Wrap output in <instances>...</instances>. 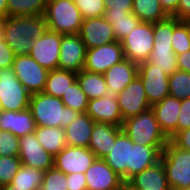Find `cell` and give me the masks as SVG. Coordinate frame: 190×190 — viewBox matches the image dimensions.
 I'll list each match as a JSON object with an SVG mask.
<instances>
[{
	"label": "cell",
	"mask_w": 190,
	"mask_h": 190,
	"mask_svg": "<svg viewBox=\"0 0 190 190\" xmlns=\"http://www.w3.org/2000/svg\"><path fill=\"white\" fill-rule=\"evenodd\" d=\"M2 23L4 40L16 56L29 54L33 40L40 38L48 30L43 15L6 17Z\"/></svg>",
	"instance_id": "obj_1"
},
{
	"label": "cell",
	"mask_w": 190,
	"mask_h": 190,
	"mask_svg": "<svg viewBox=\"0 0 190 190\" xmlns=\"http://www.w3.org/2000/svg\"><path fill=\"white\" fill-rule=\"evenodd\" d=\"M29 110L36 126L62 127L71 124L80 114L69 107H65L60 98L50 96L44 92L30 96Z\"/></svg>",
	"instance_id": "obj_2"
},
{
	"label": "cell",
	"mask_w": 190,
	"mask_h": 190,
	"mask_svg": "<svg viewBox=\"0 0 190 190\" xmlns=\"http://www.w3.org/2000/svg\"><path fill=\"white\" fill-rule=\"evenodd\" d=\"M122 130L133 143L152 147H165L169 139L161 131L150 108L124 120Z\"/></svg>",
	"instance_id": "obj_3"
},
{
	"label": "cell",
	"mask_w": 190,
	"mask_h": 190,
	"mask_svg": "<svg viewBox=\"0 0 190 190\" xmlns=\"http://www.w3.org/2000/svg\"><path fill=\"white\" fill-rule=\"evenodd\" d=\"M48 30L62 35L79 34L83 18L72 0H48L44 12Z\"/></svg>",
	"instance_id": "obj_4"
},
{
	"label": "cell",
	"mask_w": 190,
	"mask_h": 190,
	"mask_svg": "<svg viewBox=\"0 0 190 190\" xmlns=\"http://www.w3.org/2000/svg\"><path fill=\"white\" fill-rule=\"evenodd\" d=\"M160 161L171 190L190 187V151L179 149L168 141L161 153Z\"/></svg>",
	"instance_id": "obj_5"
},
{
	"label": "cell",
	"mask_w": 190,
	"mask_h": 190,
	"mask_svg": "<svg viewBox=\"0 0 190 190\" xmlns=\"http://www.w3.org/2000/svg\"><path fill=\"white\" fill-rule=\"evenodd\" d=\"M31 94L17 79L12 67L0 69V110L21 111L29 108Z\"/></svg>",
	"instance_id": "obj_6"
},
{
	"label": "cell",
	"mask_w": 190,
	"mask_h": 190,
	"mask_svg": "<svg viewBox=\"0 0 190 190\" xmlns=\"http://www.w3.org/2000/svg\"><path fill=\"white\" fill-rule=\"evenodd\" d=\"M120 42L126 59L138 65L147 62L154 44L153 23L141 22Z\"/></svg>",
	"instance_id": "obj_7"
},
{
	"label": "cell",
	"mask_w": 190,
	"mask_h": 190,
	"mask_svg": "<svg viewBox=\"0 0 190 190\" xmlns=\"http://www.w3.org/2000/svg\"><path fill=\"white\" fill-rule=\"evenodd\" d=\"M12 69L31 95L44 91L48 70L40 66L29 54L15 56Z\"/></svg>",
	"instance_id": "obj_8"
},
{
	"label": "cell",
	"mask_w": 190,
	"mask_h": 190,
	"mask_svg": "<svg viewBox=\"0 0 190 190\" xmlns=\"http://www.w3.org/2000/svg\"><path fill=\"white\" fill-rule=\"evenodd\" d=\"M124 59L121 42H111L87 49L83 70L104 74L105 71Z\"/></svg>",
	"instance_id": "obj_9"
},
{
	"label": "cell",
	"mask_w": 190,
	"mask_h": 190,
	"mask_svg": "<svg viewBox=\"0 0 190 190\" xmlns=\"http://www.w3.org/2000/svg\"><path fill=\"white\" fill-rule=\"evenodd\" d=\"M62 36L47 30L40 38L33 40L29 55L48 71L58 69Z\"/></svg>",
	"instance_id": "obj_10"
},
{
	"label": "cell",
	"mask_w": 190,
	"mask_h": 190,
	"mask_svg": "<svg viewBox=\"0 0 190 190\" xmlns=\"http://www.w3.org/2000/svg\"><path fill=\"white\" fill-rule=\"evenodd\" d=\"M138 76L143 82L145 94L151 106L169 96V76L156 68L155 64L148 61L139 64Z\"/></svg>",
	"instance_id": "obj_11"
},
{
	"label": "cell",
	"mask_w": 190,
	"mask_h": 190,
	"mask_svg": "<svg viewBox=\"0 0 190 190\" xmlns=\"http://www.w3.org/2000/svg\"><path fill=\"white\" fill-rule=\"evenodd\" d=\"M21 163L41 171L54 167V157L39 143L35 133L19 137V155Z\"/></svg>",
	"instance_id": "obj_12"
},
{
	"label": "cell",
	"mask_w": 190,
	"mask_h": 190,
	"mask_svg": "<svg viewBox=\"0 0 190 190\" xmlns=\"http://www.w3.org/2000/svg\"><path fill=\"white\" fill-rule=\"evenodd\" d=\"M116 98L123 120L151 108L145 94L143 82L138 75L116 96Z\"/></svg>",
	"instance_id": "obj_13"
},
{
	"label": "cell",
	"mask_w": 190,
	"mask_h": 190,
	"mask_svg": "<svg viewBox=\"0 0 190 190\" xmlns=\"http://www.w3.org/2000/svg\"><path fill=\"white\" fill-rule=\"evenodd\" d=\"M97 159L89 148L66 146L54 157V167L64 174L85 173Z\"/></svg>",
	"instance_id": "obj_14"
},
{
	"label": "cell",
	"mask_w": 190,
	"mask_h": 190,
	"mask_svg": "<svg viewBox=\"0 0 190 190\" xmlns=\"http://www.w3.org/2000/svg\"><path fill=\"white\" fill-rule=\"evenodd\" d=\"M86 50V46L78 34L63 35L58 69L79 73L84 67Z\"/></svg>",
	"instance_id": "obj_15"
},
{
	"label": "cell",
	"mask_w": 190,
	"mask_h": 190,
	"mask_svg": "<svg viewBox=\"0 0 190 190\" xmlns=\"http://www.w3.org/2000/svg\"><path fill=\"white\" fill-rule=\"evenodd\" d=\"M78 35L86 49L117 41L112 25L103 16L83 19Z\"/></svg>",
	"instance_id": "obj_16"
},
{
	"label": "cell",
	"mask_w": 190,
	"mask_h": 190,
	"mask_svg": "<svg viewBox=\"0 0 190 190\" xmlns=\"http://www.w3.org/2000/svg\"><path fill=\"white\" fill-rule=\"evenodd\" d=\"M87 190H117L125 182L104 159H96L85 171Z\"/></svg>",
	"instance_id": "obj_17"
},
{
	"label": "cell",
	"mask_w": 190,
	"mask_h": 190,
	"mask_svg": "<svg viewBox=\"0 0 190 190\" xmlns=\"http://www.w3.org/2000/svg\"><path fill=\"white\" fill-rule=\"evenodd\" d=\"M86 113L96 123H109L122 127L124 122L117 98L112 94L89 100Z\"/></svg>",
	"instance_id": "obj_18"
},
{
	"label": "cell",
	"mask_w": 190,
	"mask_h": 190,
	"mask_svg": "<svg viewBox=\"0 0 190 190\" xmlns=\"http://www.w3.org/2000/svg\"><path fill=\"white\" fill-rule=\"evenodd\" d=\"M180 107L181 100L171 96L151 106L161 131L168 139L178 132Z\"/></svg>",
	"instance_id": "obj_19"
},
{
	"label": "cell",
	"mask_w": 190,
	"mask_h": 190,
	"mask_svg": "<svg viewBox=\"0 0 190 190\" xmlns=\"http://www.w3.org/2000/svg\"><path fill=\"white\" fill-rule=\"evenodd\" d=\"M138 75V64L124 59L103 74L109 94L117 96Z\"/></svg>",
	"instance_id": "obj_20"
},
{
	"label": "cell",
	"mask_w": 190,
	"mask_h": 190,
	"mask_svg": "<svg viewBox=\"0 0 190 190\" xmlns=\"http://www.w3.org/2000/svg\"><path fill=\"white\" fill-rule=\"evenodd\" d=\"M122 127L109 123L94 124L88 148L95 154L97 159H103L110 153L116 137L122 132Z\"/></svg>",
	"instance_id": "obj_21"
},
{
	"label": "cell",
	"mask_w": 190,
	"mask_h": 190,
	"mask_svg": "<svg viewBox=\"0 0 190 190\" xmlns=\"http://www.w3.org/2000/svg\"><path fill=\"white\" fill-rule=\"evenodd\" d=\"M134 190H171L161 161L126 182Z\"/></svg>",
	"instance_id": "obj_22"
},
{
	"label": "cell",
	"mask_w": 190,
	"mask_h": 190,
	"mask_svg": "<svg viewBox=\"0 0 190 190\" xmlns=\"http://www.w3.org/2000/svg\"><path fill=\"white\" fill-rule=\"evenodd\" d=\"M131 139L122 131L117 137L111 151L103 159L118 174L123 181L127 182V166H130Z\"/></svg>",
	"instance_id": "obj_23"
},
{
	"label": "cell",
	"mask_w": 190,
	"mask_h": 190,
	"mask_svg": "<svg viewBox=\"0 0 190 190\" xmlns=\"http://www.w3.org/2000/svg\"><path fill=\"white\" fill-rule=\"evenodd\" d=\"M35 120L29 108L21 111L0 110V131L22 137L35 131Z\"/></svg>",
	"instance_id": "obj_24"
},
{
	"label": "cell",
	"mask_w": 190,
	"mask_h": 190,
	"mask_svg": "<svg viewBox=\"0 0 190 190\" xmlns=\"http://www.w3.org/2000/svg\"><path fill=\"white\" fill-rule=\"evenodd\" d=\"M165 147L144 146L131 140L130 166H127V181L144 169L152 167L160 161Z\"/></svg>",
	"instance_id": "obj_25"
},
{
	"label": "cell",
	"mask_w": 190,
	"mask_h": 190,
	"mask_svg": "<svg viewBox=\"0 0 190 190\" xmlns=\"http://www.w3.org/2000/svg\"><path fill=\"white\" fill-rule=\"evenodd\" d=\"M94 124L95 121L87 113H80L64 128L67 145L88 148Z\"/></svg>",
	"instance_id": "obj_26"
},
{
	"label": "cell",
	"mask_w": 190,
	"mask_h": 190,
	"mask_svg": "<svg viewBox=\"0 0 190 190\" xmlns=\"http://www.w3.org/2000/svg\"><path fill=\"white\" fill-rule=\"evenodd\" d=\"M103 17L112 25L116 40L119 42L141 23L132 10L113 11V9H106Z\"/></svg>",
	"instance_id": "obj_27"
},
{
	"label": "cell",
	"mask_w": 190,
	"mask_h": 190,
	"mask_svg": "<svg viewBox=\"0 0 190 190\" xmlns=\"http://www.w3.org/2000/svg\"><path fill=\"white\" fill-rule=\"evenodd\" d=\"M34 133L41 146L53 157L67 146L62 127L36 126Z\"/></svg>",
	"instance_id": "obj_28"
},
{
	"label": "cell",
	"mask_w": 190,
	"mask_h": 190,
	"mask_svg": "<svg viewBox=\"0 0 190 190\" xmlns=\"http://www.w3.org/2000/svg\"><path fill=\"white\" fill-rule=\"evenodd\" d=\"M77 80V73L66 70H50L46 78L44 93L57 98L62 97Z\"/></svg>",
	"instance_id": "obj_29"
},
{
	"label": "cell",
	"mask_w": 190,
	"mask_h": 190,
	"mask_svg": "<svg viewBox=\"0 0 190 190\" xmlns=\"http://www.w3.org/2000/svg\"><path fill=\"white\" fill-rule=\"evenodd\" d=\"M77 81L89 100L109 94L103 74L81 70L77 73Z\"/></svg>",
	"instance_id": "obj_30"
},
{
	"label": "cell",
	"mask_w": 190,
	"mask_h": 190,
	"mask_svg": "<svg viewBox=\"0 0 190 190\" xmlns=\"http://www.w3.org/2000/svg\"><path fill=\"white\" fill-rule=\"evenodd\" d=\"M132 13L146 23H155L168 17L159 0H133Z\"/></svg>",
	"instance_id": "obj_31"
},
{
	"label": "cell",
	"mask_w": 190,
	"mask_h": 190,
	"mask_svg": "<svg viewBox=\"0 0 190 190\" xmlns=\"http://www.w3.org/2000/svg\"><path fill=\"white\" fill-rule=\"evenodd\" d=\"M48 0H7V17L44 15Z\"/></svg>",
	"instance_id": "obj_32"
},
{
	"label": "cell",
	"mask_w": 190,
	"mask_h": 190,
	"mask_svg": "<svg viewBox=\"0 0 190 190\" xmlns=\"http://www.w3.org/2000/svg\"><path fill=\"white\" fill-rule=\"evenodd\" d=\"M44 171L21 165L11 184L19 190H38L43 183Z\"/></svg>",
	"instance_id": "obj_33"
},
{
	"label": "cell",
	"mask_w": 190,
	"mask_h": 190,
	"mask_svg": "<svg viewBox=\"0 0 190 190\" xmlns=\"http://www.w3.org/2000/svg\"><path fill=\"white\" fill-rule=\"evenodd\" d=\"M147 61L155 64L156 68L162 70L167 76L178 70L176 54L172 47H153Z\"/></svg>",
	"instance_id": "obj_34"
},
{
	"label": "cell",
	"mask_w": 190,
	"mask_h": 190,
	"mask_svg": "<svg viewBox=\"0 0 190 190\" xmlns=\"http://www.w3.org/2000/svg\"><path fill=\"white\" fill-rule=\"evenodd\" d=\"M173 52L178 55L190 50V24L185 20L174 17V30L172 35Z\"/></svg>",
	"instance_id": "obj_35"
},
{
	"label": "cell",
	"mask_w": 190,
	"mask_h": 190,
	"mask_svg": "<svg viewBox=\"0 0 190 190\" xmlns=\"http://www.w3.org/2000/svg\"><path fill=\"white\" fill-rule=\"evenodd\" d=\"M169 96L183 100L190 98V73L176 70L169 76Z\"/></svg>",
	"instance_id": "obj_36"
},
{
	"label": "cell",
	"mask_w": 190,
	"mask_h": 190,
	"mask_svg": "<svg viewBox=\"0 0 190 190\" xmlns=\"http://www.w3.org/2000/svg\"><path fill=\"white\" fill-rule=\"evenodd\" d=\"M65 107H69L79 113H86L89 99L80 88L78 81L76 80L61 97Z\"/></svg>",
	"instance_id": "obj_37"
},
{
	"label": "cell",
	"mask_w": 190,
	"mask_h": 190,
	"mask_svg": "<svg viewBox=\"0 0 190 190\" xmlns=\"http://www.w3.org/2000/svg\"><path fill=\"white\" fill-rule=\"evenodd\" d=\"M154 44L153 47H172V35L174 30V17L153 23Z\"/></svg>",
	"instance_id": "obj_38"
},
{
	"label": "cell",
	"mask_w": 190,
	"mask_h": 190,
	"mask_svg": "<svg viewBox=\"0 0 190 190\" xmlns=\"http://www.w3.org/2000/svg\"><path fill=\"white\" fill-rule=\"evenodd\" d=\"M21 165L18 156H0V186L10 184Z\"/></svg>",
	"instance_id": "obj_39"
},
{
	"label": "cell",
	"mask_w": 190,
	"mask_h": 190,
	"mask_svg": "<svg viewBox=\"0 0 190 190\" xmlns=\"http://www.w3.org/2000/svg\"><path fill=\"white\" fill-rule=\"evenodd\" d=\"M38 190H68L66 174L52 167L45 171L43 183Z\"/></svg>",
	"instance_id": "obj_40"
},
{
	"label": "cell",
	"mask_w": 190,
	"mask_h": 190,
	"mask_svg": "<svg viewBox=\"0 0 190 190\" xmlns=\"http://www.w3.org/2000/svg\"><path fill=\"white\" fill-rule=\"evenodd\" d=\"M78 7L82 18L102 17L105 12V4L103 0H72Z\"/></svg>",
	"instance_id": "obj_41"
},
{
	"label": "cell",
	"mask_w": 190,
	"mask_h": 190,
	"mask_svg": "<svg viewBox=\"0 0 190 190\" xmlns=\"http://www.w3.org/2000/svg\"><path fill=\"white\" fill-rule=\"evenodd\" d=\"M19 137L9 131H0V156H18Z\"/></svg>",
	"instance_id": "obj_42"
},
{
	"label": "cell",
	"mask_w": 190,
	"mask_h": 190,
	"mask_svg": "<svg viewBox=\"0 0 190 190\" xmlns=\"http://www.w3.org/2000/svg\"><path fill=\"white\" fill-rule=\"evenodd\" d=\"M3 34V23L0 21V69L12 67L16 56L10 46L5 42Z\"/></svg>",
	"instance_id": "obj_43"
},
{
	"label": "cell",
	"mask_w": 190,
	"mask_h": 190,
	"mask_svg": "<svg viewBox=\"0 0 190 190\" xmlns=\"http://www.w3.org/2000/svg\"><path fill=\"white\" fill-rule=\"evenodd\" d=\"M178 118V131L190 128V98L181 100Z\"/></svg>",
	"instance_id": "obj_44"
},
{
	"label": "cell",
	"mask_w": 190,
	"mask_h": 190,
	"mask_svg": "<svg viewBox=\"0 0 190 190\" xmlns=\"http://www.w3.org/2000/svg\"><path fill=\"white\" fill-rule=\"evenodd\" d=\"M169 141L179 149L190 151V128L176 132Z\"/></svg>",
	"instance_id": "obj_45"
},
{
	"label": "cell",
	"mask_w": 190,
	"mask_h": 190,
	"mask_svg": "<svg viewBox=\"0 0 190 190\" xmlns=\"http://www.w3.org/2000/svg\"><path fill=\"white\" fill-rule=\"evenodd\" d=\"M68 190H87L85 173L66 175Z\"/></svg>",
	"instance_id": "obj_46"
},
{
	"label": "cell",
	"mask_w": 190,
	"mask_h": 190,
	"mask_svg": "<svg viewBox=\"0 0 190 190\" xmlns=\"http://www.w3.org/2000/svg\"><path fill=\"white\" fill-rule=\"evenodd\" d=\"M105 9H113V11H124L133 9V0H103Z\"/></svg>",
	"instance_id": "obj_47"
},
{
	"label": "cell",
	"mask_w": 190,
	"mask_h": 190,
	"mask_svg": "<svg viewBox=\"0 0 190 190\" xmlns=\"http://www.w3.org/2000/svg\"><path fill=\"white\" fill-rule=\"evenodd\" d=\"M173 17L178 20L187 21L188 18H190V0H179L177 12L173 15Z\"/></svg>",
	"instance_id": "obj_48"
},
{
	"label": "cell",
	"mask_w": 190,
	"mask_h": 190,
	"mask_svg": "<svg viewBox=\"0 0 190 190\" xmlns=\"http://www.w3.org/2000/svg\"><path fill=\"white\" fill-rule=\"evenodd\" d=\"M178 70L190 73V50L176 55Z\"/></svg>",
	"instance_id": "obj_49"
},
{
	"label": "cell",
	"mask_w": 190,
	"mask_h": 190,
	"mask_svg": "<svg viewBox=\"0 0 190 190\" xmlns=\"http://www.w3.org/2000/svg\"><path fill=\"white\" fill-rule=\"evenodd\" d=\"M159 3L168 16H173L179 6V0H159Z\"/></svg>",
	"instance_id": "obj_50"
},
{
	"label": "cell",
	"mask_w": 190,
	"mask_h": 190,
	"mask_svg": "<svg viewBox=\"0 0 190 190\" xmlns=\"http://www.w3.org/2000/svg\"><path fill=\"white\" fill-rule=\"evenodd\" d=\"M7 17V0H0V21Z\"/></svg>",
	"instance_id": "obj_51"
},
{
	"label": "cell",
	"mask_w": 190,
	"mask_h": 190,
	"mask_svg": "<svg viewBox=\"0 0 190 190\" xmlns=\"http://www.w3.org/2000/svg\"><path fill=\"white\" fill-rule=\"evenodd\" d=\"M0 190H19V189H15V186H13L10 183V184H5V185L0 186Z\"/></svg>",
	"instance_id": "obj_52"
},
{
	"label": "cell",
	"mask_w": 190,
	"mask_h": 190,
	"mask_svg": "<svg viewBox=\"0 0 190 190\" xmlns=\"http://www.w3.org/2000/svg\"><path fill=\"white\" fill-rule=\"evenodd\" d=\"M117 190H134L133 188H131L127 183H124L120 188H118Z\"/></svg>",
	"instance_id": "obj_53"
}]
</instances>
